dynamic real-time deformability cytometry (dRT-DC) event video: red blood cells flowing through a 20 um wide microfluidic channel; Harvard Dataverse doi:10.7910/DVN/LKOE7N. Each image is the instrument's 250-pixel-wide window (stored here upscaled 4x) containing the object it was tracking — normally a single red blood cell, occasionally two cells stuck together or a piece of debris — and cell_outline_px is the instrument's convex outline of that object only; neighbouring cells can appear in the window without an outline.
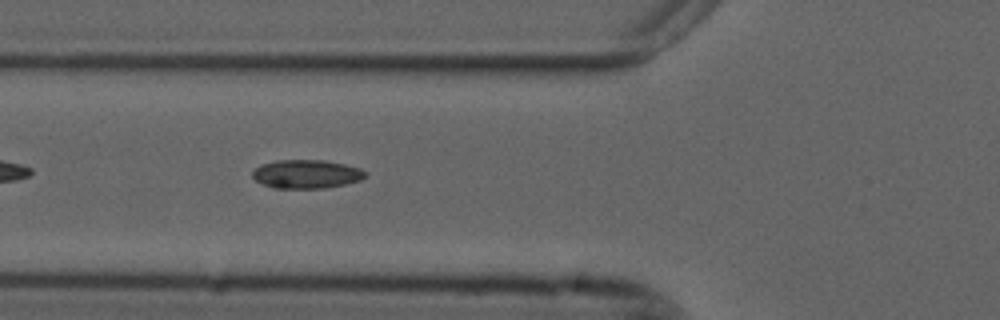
{"species": "common noctule bat (a hibernating species)", "species_latin": "Nyctalus noctula", "temperature_condition": "cold", "stored_images_in_passage": 41, "camera_frame_rate_fps": 3000, "um_per_image_px": 0.085, "animal": {"sex": "male", "forearm_length_mm": 52.5}, "frame": {"image": 1, "passage_image": 6, "time_ms": 1.667, "image_size_px": [1000, 320], "cell_outline_px": [[368, 176], [360, 180], [344, 184], [324, 188], [272, 188], [256, 180], [252, 176], [252, 172], [260, 164], [276, 160], [324, 160], [344, 164], [360, 168], [368, 172]], "centroid_in_image_um": [26.06, 14.79], "position_along_channel_um": 99.7, "area_um2": 18.9}}
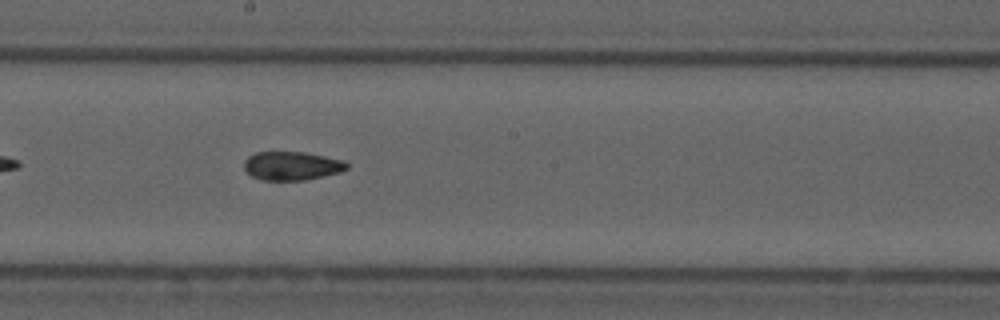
{"frame": {"image": 2, "passage_image": 16, "time_ms": 5.0, "image_size_px": [1000, 320], "cell_outline_px": [[348, 168], [340, 172], [304, 180], [260, 180], [252, 176], [244, 168], [244, 160], [248, 156], [256, 152], [304, 152], [344, 160], [348, 164]], "centroid_in_image_um": [24.79, 14.09], "position_along_channel_um": 223.4, "area_um2": 17.11}}
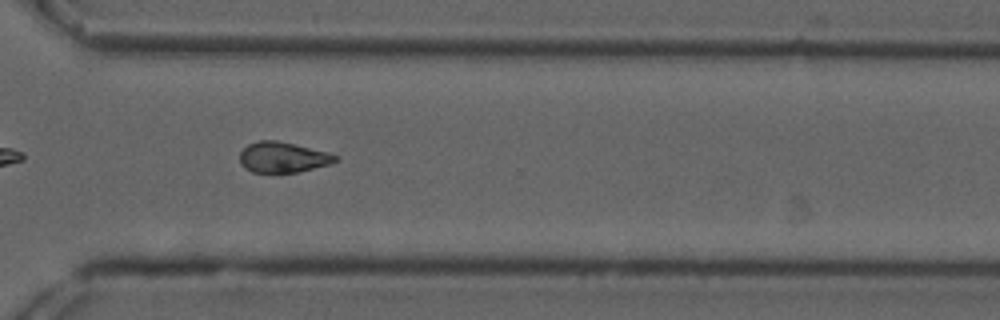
{"frame": {"image": 3, "passage_image": 26, "time_ms": 8.333, "image_size_px": [1000, 320], "cell_outline_px": [[340, 156], [336, 160], [328, 164], [296, 172], [252, 172], [244, 168], [240, 164], [240, 152], [248, 144], [256, 140], [276, 140], [328, 152]], "centroid_in_image_um": [24.0, 13.35], "position_along_channel_um": 346.6, "area_um2": 16.88}, "authors_computed_cell_mechanics": {"area_um2": 17.7446, "velocity_mm_per_s": 3.7096, "shape_relaxation_time_tau1_ms": null, "shape_relaxation_time_tau2_ms": 4.8234, "deformation_change_tau1": null, "deformation_change_tau2": 0.1013}}